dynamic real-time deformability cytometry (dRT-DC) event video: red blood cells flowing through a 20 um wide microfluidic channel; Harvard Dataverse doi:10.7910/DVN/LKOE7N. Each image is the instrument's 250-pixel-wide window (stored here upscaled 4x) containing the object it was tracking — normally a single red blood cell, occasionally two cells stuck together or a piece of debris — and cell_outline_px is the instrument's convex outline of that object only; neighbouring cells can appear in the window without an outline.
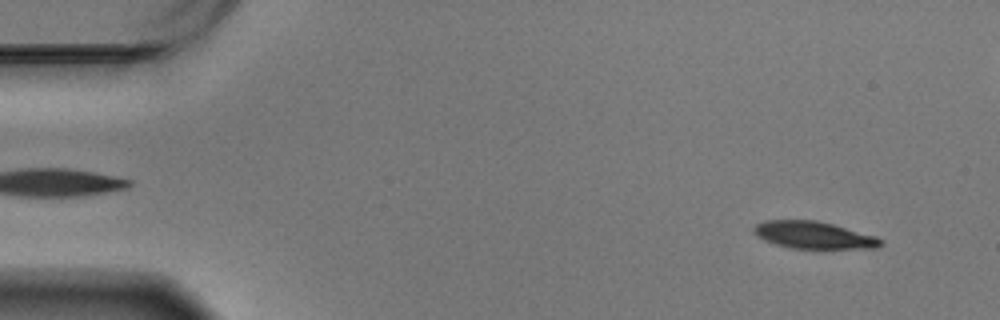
{"species": "Egyptian fruit bat (a non-hibernating species)", "species_latin": "Rousettus aegyptiacus", "temperature_condition": "warm", "stored_images_in_passage": 59, "segment_of_instrument_passage": [1, 2], "camera_frame_rate_fps": 3000, "um_per_image_px": 0.085, "animal": {"sex": "male"}, "frame": {"image": 1, "passage_image": 4, "time_ms": 1.0, "image_size_px": [1000, 320], "cell_outline_px": [[880, 248], [792, 248], [776, 244], [764, 240], [752, 232], [752, 228], [756, 224], [764, 220], [816, 220], [832, 224], [876, 236], [880, 240]], "centroid_in_image_um": [69.11, 19.97], "position_along_channel_um": 15.9, "area_um2": 19.88}}
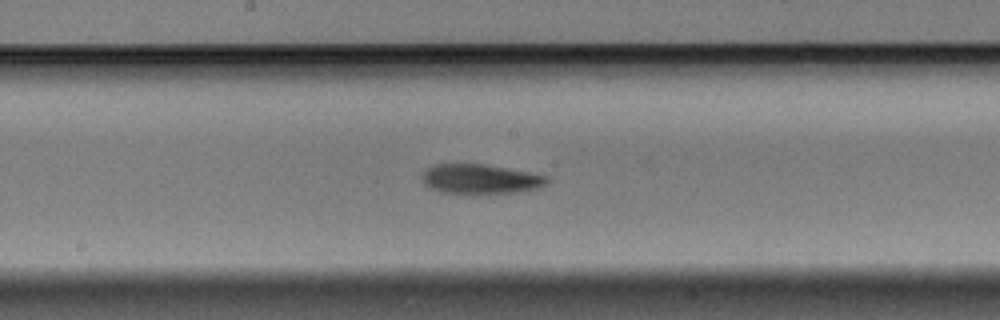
{"frame": {"image": 2, "passage_image": 30, "time_ms": 9.667, "image_size_px": [1000, 320], "cell_outline_px": [[548, 184], [540, 188], [516, 192], [440, 192], [428, 188], [424, 184], [420, 176], [424, 168], [432, 164], [484, 164], [528, 172], [548, 176]], "centroid_in_image_um": [40.77, 15.19], "position_along_channel_um": 207.4, "area_um2": 21.44}}
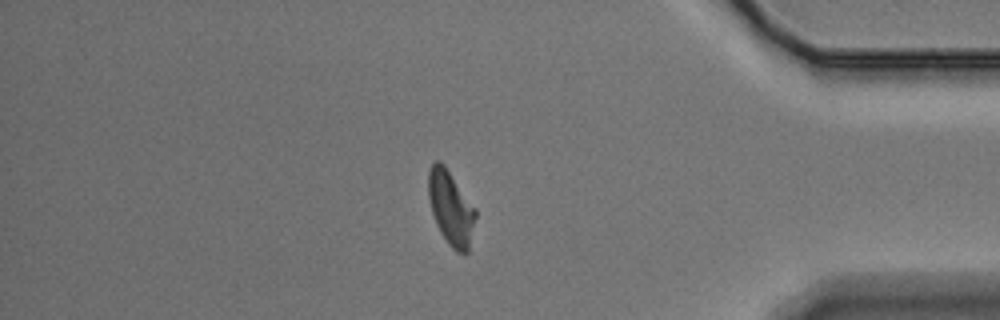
{"frame": {"image": 3, "passage_image": 49, "time_ms": 16.0, "image_size_px": [1000, 320], "cell_outline_px": [[476, 216], [468, 252], [456, 252], [448, 244], [440, 232], [436, 224], [432, 212], [428, 196], [428, 172], [432, 164], [436, 160], [440, 160], [444, 164], [476, 208]], "centroid_in_image_um": [38.32, 17.66], "position_along_channel_um": 396.9, "area_um2": 20.4}}